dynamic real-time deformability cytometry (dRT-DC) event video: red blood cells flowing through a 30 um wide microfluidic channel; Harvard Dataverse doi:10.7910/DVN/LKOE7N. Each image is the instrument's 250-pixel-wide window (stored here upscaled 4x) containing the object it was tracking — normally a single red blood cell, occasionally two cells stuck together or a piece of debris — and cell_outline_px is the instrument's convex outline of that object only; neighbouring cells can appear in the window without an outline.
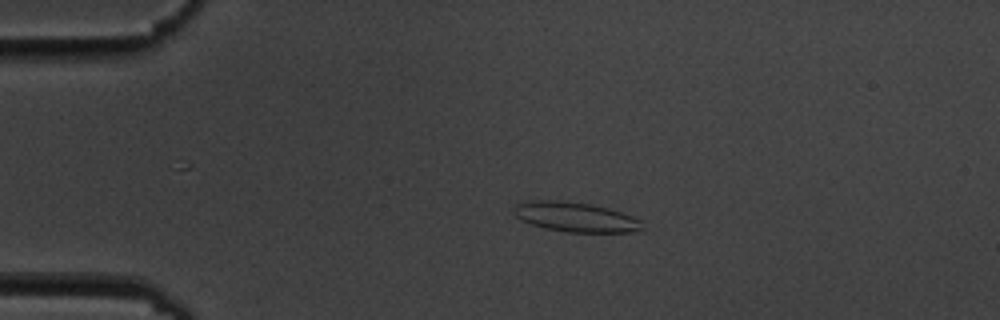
{"species": "common noctule bat (a hibernating species)", "species_latin": "Nyctalus noctula", "temperature_condition": "cold", "stored_images_in_passage": 55, "camera_frame_rate_fps": 3000, "um_per_image_px": 0.085, "animal": {"sex": "male", "body_mass_g": 19.5, "forearm_length_mm": 54.6}, "frame": {"image": 1, "passage_image": 11, "time_ms": 3.333, "image_size_px": [1000, 320], "cell_outline_px": [[640, 228], [632, 232], [568, 232], [544, 228], [532, 224], [516, 216], [512, 212], [516, 204], [528, 200], [560, 200], [592, 204], [608, 208], [632, 216], [640, 220]], "centroid_in_image_um": [48.86, 18.43], "position_along_channel_um": 36.1, "area_um2": 22.02}}
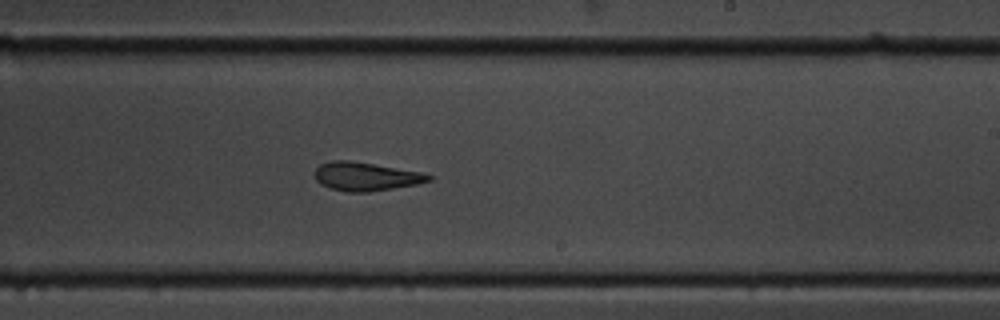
{"frame": {"image": 2, "passage_image": 33, "time_ms": 10.667, "image_size_px": [1000, 320], "cell_outline_px": [[432, 180], [416, 184], [368, 192], [348, 192], [328, 188], [320, 184], [316, 180], [316, 168], [320, 164], [332, 160], [348, 160], [424, 172], [432, 176]], "centroid_in_image_um": [31.09, 15.0], "position_along_channel_um": 257.9, "area_um2": 18.9}}
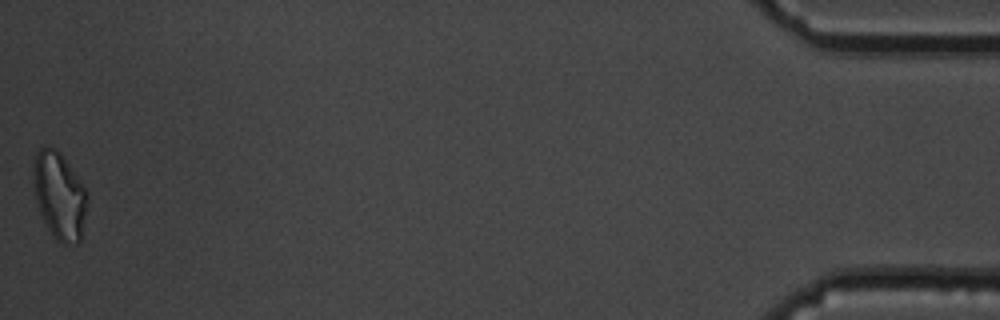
{"frame": {"image": 3, "passage_image": 55, "time_ms": 18.0, "image_size_px": [1000, 320], "cell_outline_px": [[88, 200], [80, 240], [76, 244], [64, 244], [56, 240], [48, 228], [40, 212], [36, 200], [32, 168], [36, 152], [40, 148], [56, 148], [60, 152], [88, 192]], "centroid_in_image_um": [5.05, 16.63], "position_along_channel_um": 430.1, "area_um2": 27.17}, "authors_computed_cell_mechanics": {"area_um2": 20.9236, "velocity_mm_per_s": 3.5749, "shape_relaxation_time_tau1_ms": 4.9519, "shape_relaxation_time_tau2_ms": 2.2801, "deformation_change_tau1": 0.133, "deformation_change_tau2": 0.1059}}